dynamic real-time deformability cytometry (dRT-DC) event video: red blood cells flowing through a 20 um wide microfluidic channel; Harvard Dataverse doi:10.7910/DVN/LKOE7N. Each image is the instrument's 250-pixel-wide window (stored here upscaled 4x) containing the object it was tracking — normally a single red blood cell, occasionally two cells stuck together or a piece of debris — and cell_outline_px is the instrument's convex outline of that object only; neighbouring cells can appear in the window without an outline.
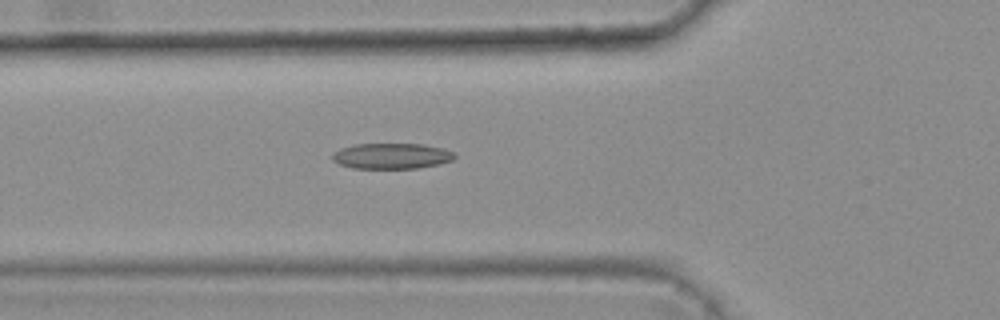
{"species": "common noctule bat (a hibernating species)", "species_latin": "Nyctalus noctula", "temperature_condition": "warm", "stored_images_in_passage": 46, "camera_frame_rate_fps": 3000, "um_per_image_px": 0.085, "animal": {"sex": "female", "body_mass_g": 25.1}, "frame": {"image": 1, "passage_image": 18, "time_ms": 5.667, "image_size_px": [1000, 320], "cell_outline_px": [[456, 156], [452, 160], [436, 164], [416, 168], [352, 168], [340, 164], [332, 160], [332, 152], [340, 148], [356, 144], [420, 144], [444, 148], [452, 152]], "centroid_in_image_um": [33.24, 13.25], "position_along_channel_um": 92.6, "area_um2": 18.15}}
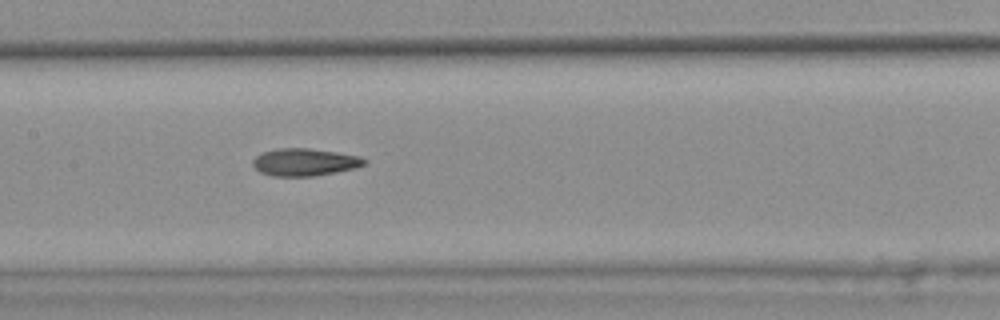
{"frame": {"image": 2, "passage_image": 25, "time_ms": 8.0, "image_size_px": [1000, 320], "cell_outline_px": [[364, 164], [356, 168], [336, 172], [312, 176], [272, 176], [260, 172], [252, 164], [252, 160], [256, 156], [264, 152], [276, 148], [308, 148], [336, 152], [360, 156], [364, 160]], "centroid_in_image_um": [25.86, 13.78], "position_along_channel_um": 181.5, "area_um2": 17.69}}
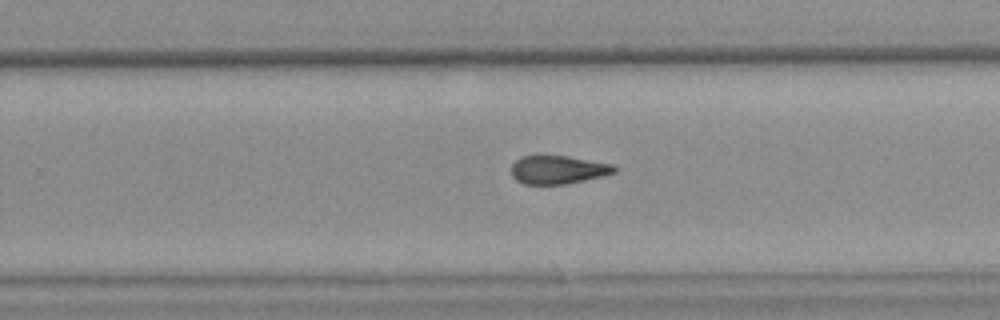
{"frame": {"image": 3, "passage_image": 33, "time_ms": 10.667, "image_size_px": [1000, 320], "cell_outline_px": [[616, 172], [584, 180], [564, 184], [524, 184], [516, 180], [512, 176], [512, 164], [516, 160], [524, 156], [568, 156], [612, 164], [616, 168]], "centroid_in_image_um": [47.41, 14.43], "position_along_channel_um": 282.4, "area_um2": 16.76}, "authors_computed_cell_mechanics": {"area_um2": 17.7446, "velocity_mm_per_s": 3.7953, "shape_relaxation_time_tau1_ms": null, "shape_relaxation_time_tau2_ms": 3.687, "deformation_change_tau1": null, "deformation_change_tau2": 0.1324}}